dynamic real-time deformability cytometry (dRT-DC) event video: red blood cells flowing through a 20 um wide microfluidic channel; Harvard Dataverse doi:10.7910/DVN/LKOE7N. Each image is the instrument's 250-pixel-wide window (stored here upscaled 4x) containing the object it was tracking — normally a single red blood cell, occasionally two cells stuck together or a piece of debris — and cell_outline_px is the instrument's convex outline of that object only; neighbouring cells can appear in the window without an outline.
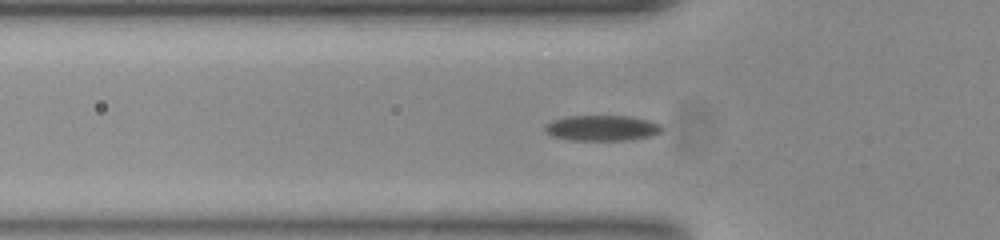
{"species": "common noctule bat (a hibernating species)", "species_latin": "Nyctalus noctula", "temperature_condition": "room temperature", "stored_images_in_passage": 49, "camera_frame_rate_fps": 3000, "um_per_image_px": 0.085, "animal": {"sex": "female", "body_mass_g": 23.0, "forearm_length_mm": 53.4}, "frame": {"image": 1, "passage_image": 18, "time_ms": 5.667, "image_size_px": [1000, 240], "cell_outline_px": [[664, 128], [660, 132], [652, 136], [624, 140], [572, 140], [552, 136], [544, 128], [552, 120], [568, 116], [628, 116], [648, 120], [660, 124]], "centroid_in_image_um": [51.2, 10.88], "position_along_channel_um": 74.6, "area_um2": 17.22}}
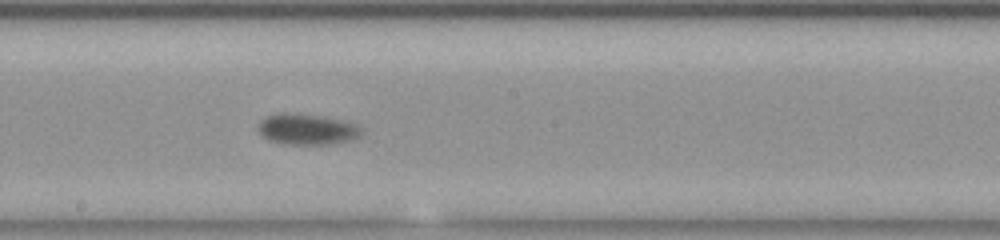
{"frame": {"image": 2, "passage_image": 30, "time_ms": 9.667, "image_size_px": [1000, 240], "cell_outline_px": [[364, 128], [360, 136], [352, 140], [332, 144], [284, 144], [272, 140], [264, 136], [256, 128], [260, 120], [268, 116], [284, 112], [320, 116], [340, 120], [356, 124]], "centroid_in_image_um": [26.13, 10.99], "position_along_channel_um": 222.1, "area_um2": 18.5}}
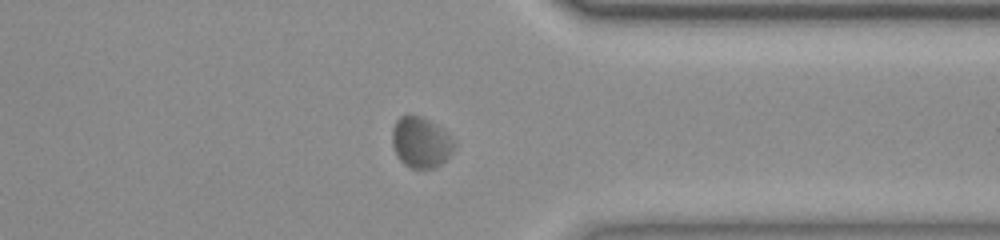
{"frame": {"image": 3, "passage_image": 43, "time_ms": 14.0, "image_size_px": [1000, 240], "cell_outline_px": [[456, 144], [452, 152], [440, 164], [432, 168], [412, 168], [404, 164], [400, 160], [392, 144], [392, 128], [396, 120], [400, 116], [420, 116], [436, 124]], "centroid_in_image_um": [35.74, 12.1], "position_along_channel_um": 375.7, "area_um2": 17.92}}